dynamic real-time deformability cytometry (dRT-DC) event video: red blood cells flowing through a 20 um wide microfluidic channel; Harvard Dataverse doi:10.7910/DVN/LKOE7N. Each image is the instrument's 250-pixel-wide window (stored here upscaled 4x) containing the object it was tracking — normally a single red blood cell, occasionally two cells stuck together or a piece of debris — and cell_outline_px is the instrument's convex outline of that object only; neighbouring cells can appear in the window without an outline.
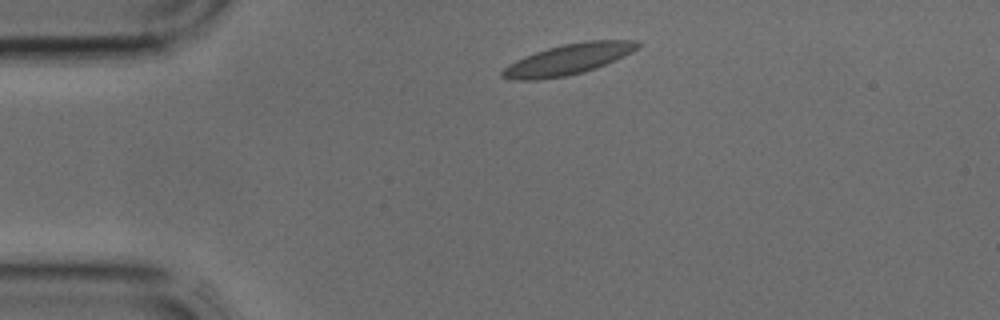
{"species": "common noctule bat (a hibernating species)", "species_latin": "Nyctalus noctula", "temperature_condition": "cold", "stored_images_in_passage": 3, "segment_of_instrument_passage": [2, 2], "camera_frame_rate_fps": 3000, "um_per_image_px": 0.085, "animal": {"sex": "male", "body_mass_g": 17.9, "forearm_length_mm": 54.2}, "frame": {"image": 1, "passage_image": 3, "time_ms": 0.667, "image_size_px": [1000, 320], "cell_outline_px": [[640, 44], [632, 52], [624, 56], [596, 68], [584, 72], [564, 76], [536, 80], [516, 80], [500, 76], [500, 72], [508, 64], [524, 56], [548, 48], [564, 44], [584, 40], [640, 40]], "centroid_in_image_um": [48.29, 5.04], "position_along_channel_um": 36.7, "area_um2": 24.1}}